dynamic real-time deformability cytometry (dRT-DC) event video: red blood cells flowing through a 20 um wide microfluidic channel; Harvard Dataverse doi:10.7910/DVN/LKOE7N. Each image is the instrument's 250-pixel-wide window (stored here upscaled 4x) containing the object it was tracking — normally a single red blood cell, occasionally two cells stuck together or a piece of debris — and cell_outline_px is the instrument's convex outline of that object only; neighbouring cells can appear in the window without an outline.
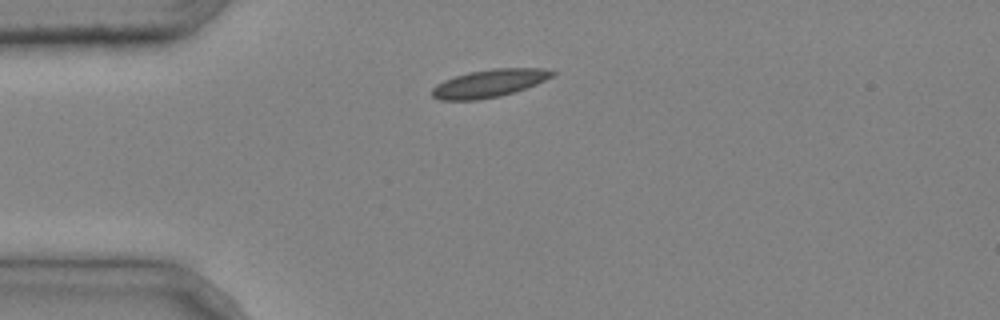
{"species": "common noctule bat (a hibernating species)", "species_latin": "Nyctalus noctula", "temperature_condition": "cold", "stored_images_in_passage": 2, "camera_frame_rate_fps": 3000, "um_per_image_px": 0.085, "animal": {"sex": "male", "body_mass_g": 20.4}, "frame": {"image": 1, "passage_image": 1, "time_ms": 0.0, "image_size_px": [1000, 320], "cell_outline_px": [[556, 72], [552, 76], [536, 84], [500, 96], [476, 100], [440, 100], [432, 96], [432, 88], [436, 84], [444, 80], [468, 72], [492, 68], [540, 68]], "centroid_in_image_um": [41.54, 7.08], "position_along_channel_um": 43.5, "area_um2": 19.25}}
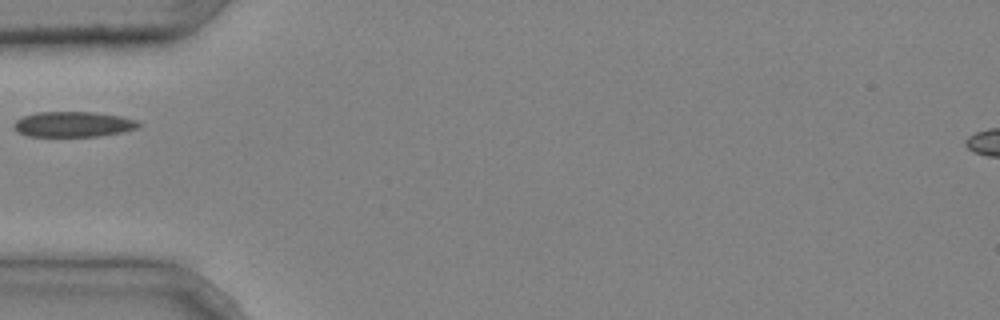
{"frame": {"image": 2, "passage_image": 2, "time_ms": 0.333, "image_size_px": [1000, 320], "cell_outline_px": [[140, 124], [136, 128], [124, 132], [100, 136], [28, 136], [16, 132], [12, 128], [12, 124], [16, 120], [24, 116], [36, 112], [92, 112], [120, 116], [136, 120]], "centroid_in_image_um": [6.17, 10.57], "position_along_channel_um": 78.8, "area_um2": 18.5}}